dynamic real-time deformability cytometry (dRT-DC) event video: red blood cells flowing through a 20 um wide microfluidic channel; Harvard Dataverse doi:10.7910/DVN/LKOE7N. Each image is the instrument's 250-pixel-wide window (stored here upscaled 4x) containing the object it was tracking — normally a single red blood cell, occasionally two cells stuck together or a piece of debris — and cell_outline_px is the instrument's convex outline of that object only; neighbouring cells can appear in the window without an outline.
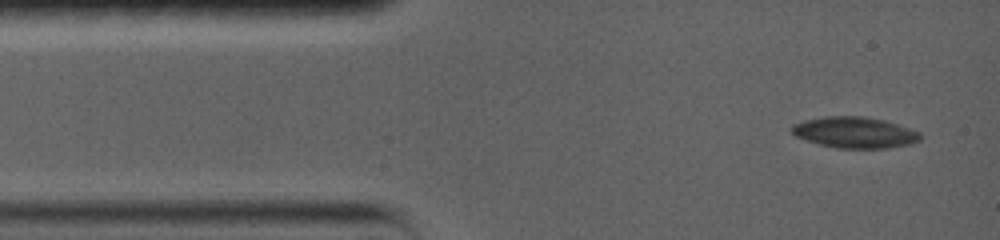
{"species": "common noctule bat (a hibernating species)", "species_latin": "Nyctalus noctula", "temperature_condition": "warm", "stored_images_in_passage": 5, "camera_frame_rate_fps": 5000, "um_per_image_px": 0.085, "animal": {"sex": "female", "body_mass_g": 19.0, "forearm_length_mm": 56.7}, "frame": {"image": 1, "passage_image": 1, "time_ms": 0.0, "image_size_px": [1000, 240], "cell_outline_px": [[920, 140], [912, 144], [888, 148], [836, 148], [820, 144], [796, 136], [792, 132], [792, 124], [804, 120], [824, 116], [864, 116], [884, 120], [920, 132]], "centroid_in_image_um": [72.66, 11.25], "position_along_channel_um": 12.3, "area_um2": 23.18}}
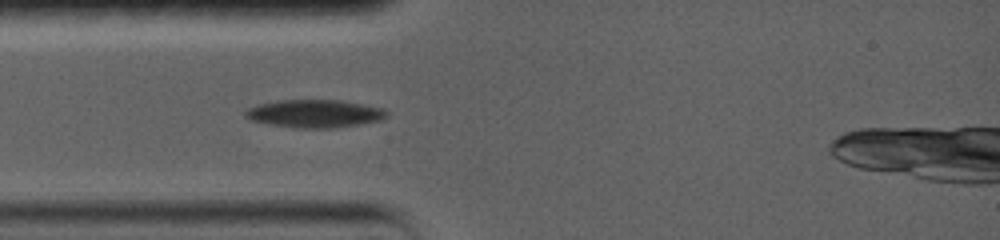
{"frame": {"image": 2, "passage_image": 4, "time_ms": 3.0, "image_size_px": [1000, 240], "cell_outline_px": [[388, 116], [380, 120], [360, 124], [336, 128], [296, 128], [268, 124], [252, 120], [244, 116], [244, 112], [248, 108], [260, 104], [280, 100], [340, 100], [364, 104], [384, 108], [388, 112]], "centroid_in_image_um": [26.77, 9.66], "position_along_channel_um": 58.2, "area_um2": 23.06}}